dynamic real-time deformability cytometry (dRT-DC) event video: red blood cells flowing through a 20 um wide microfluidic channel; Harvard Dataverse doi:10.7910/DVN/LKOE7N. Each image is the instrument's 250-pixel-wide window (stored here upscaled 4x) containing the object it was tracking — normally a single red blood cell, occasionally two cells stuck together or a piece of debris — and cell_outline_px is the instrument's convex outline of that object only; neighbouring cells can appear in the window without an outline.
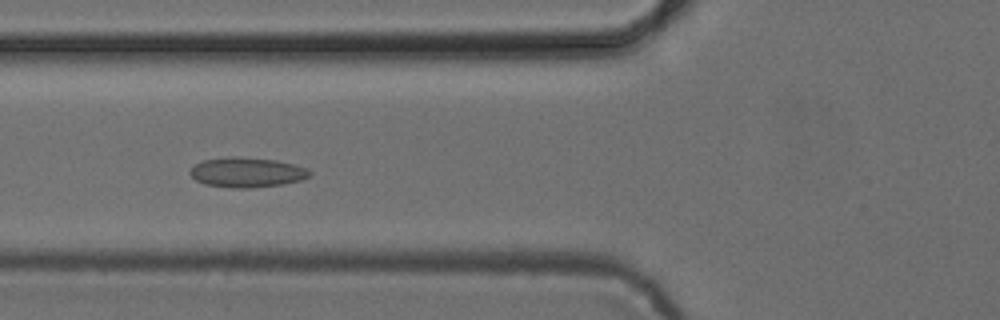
{"species": "common noctule bat (a hibernating species)", "species_latin": "Nyctalus noctula", "temperature_condition": "cold", "stored_images_in_passage": 37, "camera_frame_rate_fps": 3000, "um_per_image_px": 0.085, "animal": {"sex": "female", "body_mass_g": 24.6, "forearm_length_mm": 56.2}, "frame": {"image": 1, "passage_image": 6, "time_ms": 1.667, "image_size_px": [1000, 320], "cell_outline_px": [[312, 172], [308, 176], [300, 180], [284, 184], [248, 188], [232, 188], [204, 184], [196, 180], [188, 172], [196, 164], [204, 160], [228, 156], [236, 156], [276, 160], [308, 168]], "centroid_in_image_um": [20.98, 14.65], "position_along_channel_um": 104.8, "area_um2": 20.81}}
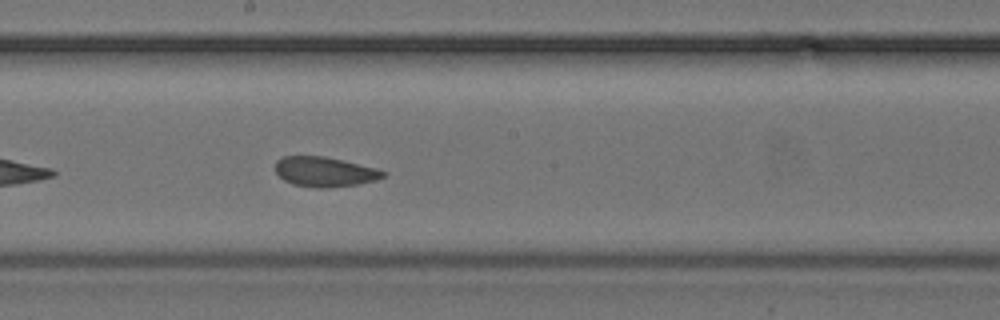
{"frame": {"image": 2, "passage_image": 15, "time_ms": 4.667, "image_size_px": [1000, 320], "cell_outline_px": [[388, 172], [384, 176], [376, 180], [356, 184], [328, 188], [316, 188], [292, 184], [284, 180], [276, 172], [276, 160], [284, 156], [324, 156], [344, 160], [376, 168]], "centroid_in_image_um": [27.6, 14.6], "position_along_channel_um": 220.6, "area_um2": 18.79}}
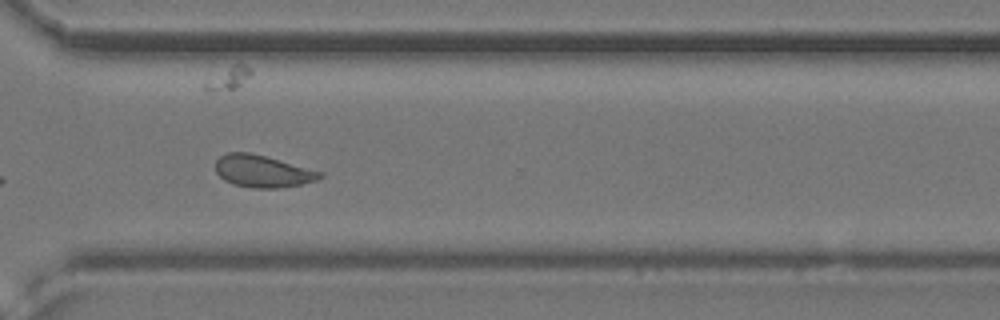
{"frame": {"image": 3, "passage_image": 25, "time_ms": 8.0, "image_size_px": [1000, 320], "cell_outline_px": [[324, 176], [316, 180], [300, 184], [276, 188], [252, 188], [232, 184], [224, 180], [216, 172], [216, 160], [220, 156], [228, 152], [252, 152], [324, 172]], "centroid_in_image_um": [22.32, 14.54], "position_along_channel_um": 348.3, "area_um2": 19.65}, "authors_computed_cell_mechanics": {"area_um2": 19.5364, "velocity_mm_per_s": 3.8431, "shape_relaxation_time_tau1_ms": 5.8378, "shape_relaxation_time_tau2_ms": 2.0261, "deformation_change_tau1": 0.0895, "deformation_change_tau2": 0.0855}}